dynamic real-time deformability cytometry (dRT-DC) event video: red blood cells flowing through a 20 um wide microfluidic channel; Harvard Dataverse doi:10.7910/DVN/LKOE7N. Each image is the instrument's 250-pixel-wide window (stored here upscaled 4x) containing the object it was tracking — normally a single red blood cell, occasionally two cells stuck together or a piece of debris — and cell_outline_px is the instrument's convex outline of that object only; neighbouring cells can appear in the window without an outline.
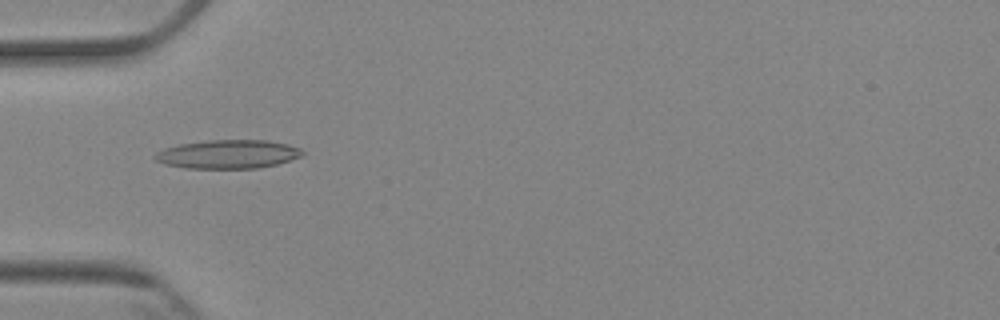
{"species": "Egyptian fruit bat (a non-hibernating species)", "species_latin": "Rousettus aegyptiacus", "temperature_condition": "cold", "stored_images_in_passage": 5, "camera_frame_rate_fps": 3000, "um_per_image_px": 0.085, "animal": {"sex": "female"}, "frame": {"image": 1, "passage_image": 5, "time_ms": 4.667, "image_size_px": [1000, 320], "cell_outline_px": [[304, 156], [276, 164], [256, 168], [184, 168], [164, 164], [156, 160], [152, 156], [156, 152], [164, 148], [180, 144], [208, 140], [268, 140], [288, 144], [300, 148], [304, 152]], "centroid_in_image_um": [19.38, 13.1], "position_along_channel_um": 65.6, "area_um2": 24.74}}